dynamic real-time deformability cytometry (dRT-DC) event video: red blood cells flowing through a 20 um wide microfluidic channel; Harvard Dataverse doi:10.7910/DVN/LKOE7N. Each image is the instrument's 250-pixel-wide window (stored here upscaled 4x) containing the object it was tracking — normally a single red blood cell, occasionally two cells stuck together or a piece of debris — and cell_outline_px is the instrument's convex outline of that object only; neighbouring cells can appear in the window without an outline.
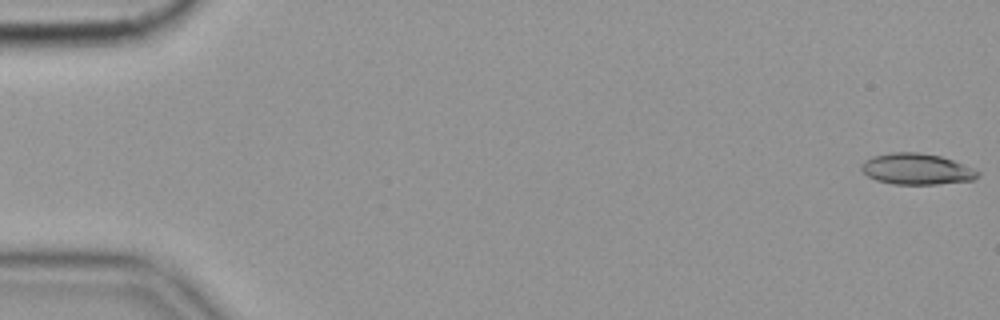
{"species": "common noctule bat (a hibernating species)", "species_latin": "Nyctalus noctula", "temperature_condition": "cold", "stored_images_in_passage": 16, "camera_frame_rate_fps": 3000, "um_per_image_px": 0.085, "animal": {"sex": "female", "body_mass_g": 19.9}, "frame": {"image": 1, "passage_image": 1, "time_ms": 0.0, "image_size_px": [1000, 320], "cell_outline_px": [[980, 172], [972, 180], [936, 184], [892, 184], [876, 180], [868, 176], [860, 168], [864, 160], [872, 156], [892, 152], [916, 152], [940, 156], [952, 160], [972, 168]], "centroid_in_image_um": [77.86, 14.36], "position_along_channel_um": 7.1, "area_um2": 20.87}}
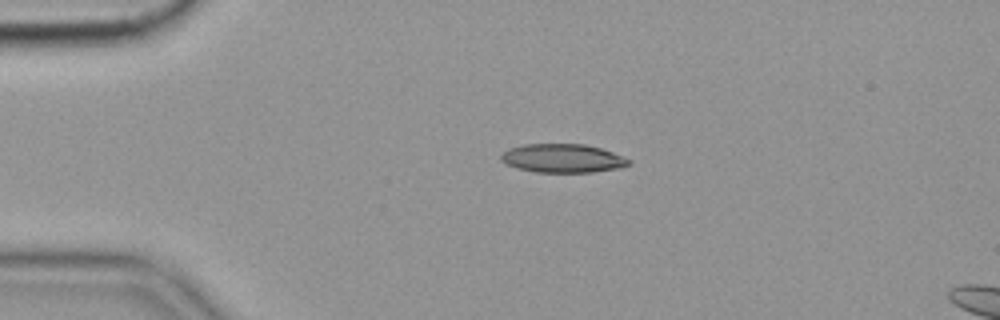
{"frame": {"image": 2, "passage_image": 13, "time_ms": 4.0, "image_size_px": [1000, 320], "cell_outline_px": [[632, 164], [620, 168], [592, 172], [536, 172], [516, 168], [500, 160], [500, 156], [508, 148], [524, 144], [584, 144], [600, 148], [612, 152], [632, 160]], "centroid_in_image_um": [47.84, 13.45], "position_along_channel_um": 37.2, "area_um2": 21.39}}